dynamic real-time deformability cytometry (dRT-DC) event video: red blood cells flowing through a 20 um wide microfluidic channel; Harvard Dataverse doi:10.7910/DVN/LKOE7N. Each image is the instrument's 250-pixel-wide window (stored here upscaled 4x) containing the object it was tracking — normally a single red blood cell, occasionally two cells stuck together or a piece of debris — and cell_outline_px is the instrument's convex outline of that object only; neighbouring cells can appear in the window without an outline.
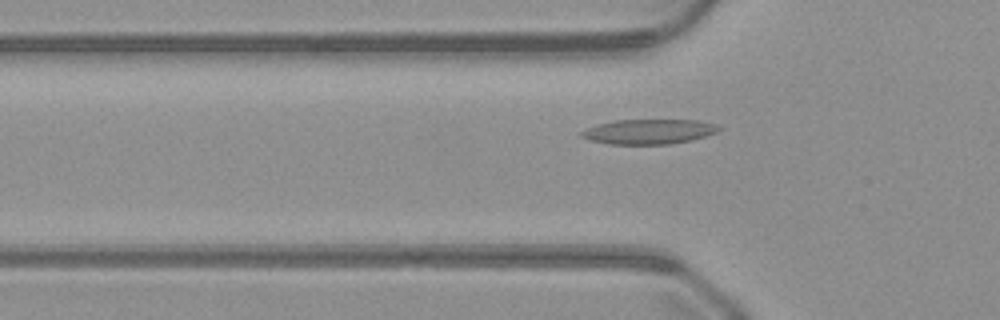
{"species": "common noctule bat (a hibernating species)", "species_latin": "Nyctalus noctula", "temperature_condition": "warm", "stored_images_in_passage": 49, "camera_frame_rate_fps": 3000, "um_per_image_px": 0.085, "animal": {"sex": "male", "body_mass_g": 23.1, "forearm_length_mm": 52.7}, "frame": {"image": 1, "passage_image": 16, "time_ms": 5.0, "image_size_px": [1000, 320], "cell_outline_px": [[724, 128], [716, 132], [692, 140], [668, 144], [608, 144], [592, 140], [580, 136], [580, 132], [596, 124], [616, 120], [700, 120], [716, 124]], "centroid_in_image_um": [55.18, 11.18], "position_along_channel_um": 70.6, "area_um2": 19.88}}
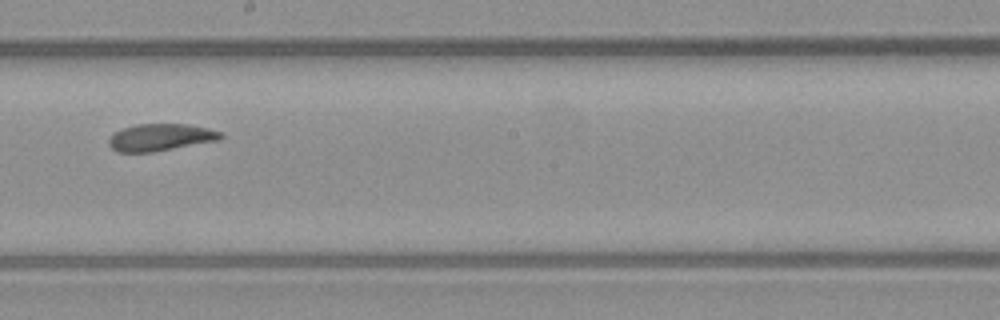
{"frame": {"image": 2, "passage_image": 28, "time_ms": 9.0, "image_size_px": [1000, 320], "cell_outline_px": [[224, 136], [220, 140], [152, 152], [116, 152], [108, 144], [108, 140], [116, 132], [124, 128], [136, 124], [188, 124], [208, 128], [224, 132]], "centroid_in_image_um": [13.69, 11.67], "position_along_channel_um": 234.5, "area_um2": 17.69}}
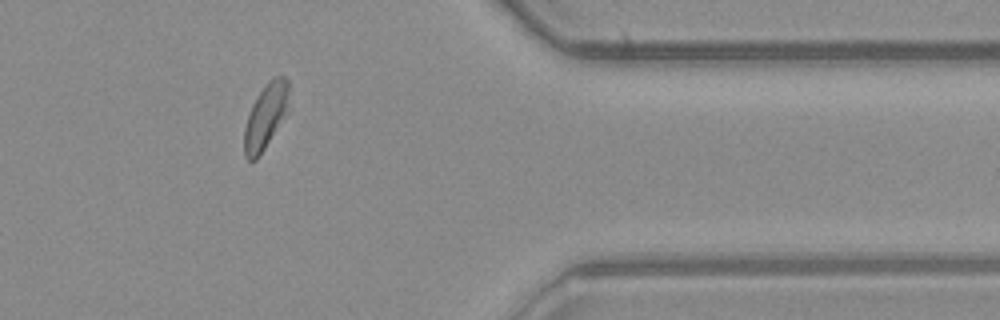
{"frame": {"image": 3, "passage_image": 41, "time_ms": 13.333, "image_size_px": [1000, 320], "cell_outline_px": [[292, 108], [256, 160], [248, 160], [244, 156], [244, 128], [252, 104], [268, 80], [272, 76], [284, 76], [288, 80]], "centroid_in_image_um": [22.65, 9.84], "position_along_channel_um": 388.8, "area_um2": 17.51}}